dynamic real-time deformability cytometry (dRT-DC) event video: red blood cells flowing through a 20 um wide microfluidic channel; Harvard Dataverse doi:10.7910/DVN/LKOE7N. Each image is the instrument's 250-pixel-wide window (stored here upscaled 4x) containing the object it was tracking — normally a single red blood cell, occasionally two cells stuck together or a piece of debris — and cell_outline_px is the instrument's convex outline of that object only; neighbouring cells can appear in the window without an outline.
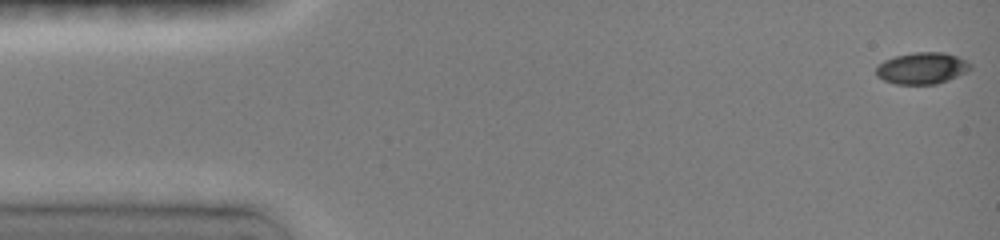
{"species": "common noctule bat (a hibernating species)", "species_latin": "Nyctalus noctula", "temperature_condition": "room temperature", "stored_images_in_passage": 48, "camera_frame_rate_fps": 3000, "um_per_image_px": 0.085, "animal": {"sex": "female", "body_mass_g": 19.0, "forearm_length_mm": 51.5}, "frame": {"image": 1, "passage_image": 1, "time_ms": 0.0, "image_size_px": [1000, 240], "cell_outline_px": [[972, 68], [948, 80], [936, 84], [896, 84], [884, 80], [876, 76], [876, 68], [884, 60], [896, 56], [916, 52], [944, 52], [956, 56], [972, 64]], "centroid_in_image_um": [78.36, 5.8], "position_along_channel_um": 6.6, "area_um2": 17.17}}
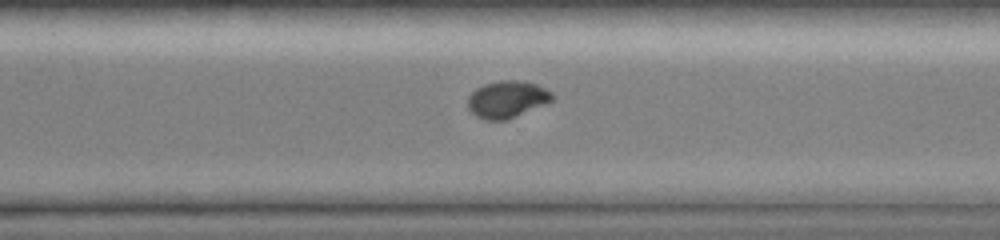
{"frame": {"image": 2, "passage_image": 34, "time_ms": 11.0, "image_size_px": [1000, 240], "cell_outline_px": [[552, 100], [508, 120], [484, 120], [476, 116], [468, 108], [468, 96], [476, 88], [484, 84], [500, 80], [520, 80], [536, 84], [544, 88], [552, 96]], "centroid_in_image_um": [43.04, 8.44], "position_along_channel_um": 327.6, "area_um2": 17.98}}
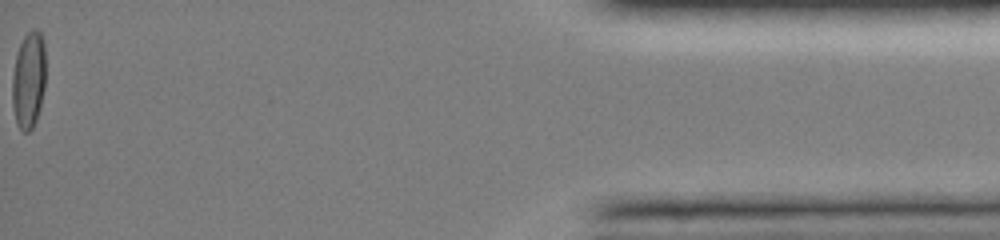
{"frame": {"image": 3, "passage_image": 48, "time_ms": 15.667, "image_size_px": [1000, 240], "cell_outline_px": [[44, 88], [36, 120], [32, 128], [28, 132], [24, 132], [16, 124], [12, 104], [12, 76], [16, 56], [20, 44], [24, 36], [32, 28], [36, 28], [40, 32], [44, 44]], "centroid_in_image_um": [2.41, 6.8], "position_along_channel_um": 432.8, "area_um2": 18.73}, "authors_computed_cell_mechanics": {"area_um2": 18.0914, "velocity_mm_per_s": 4.0502, "shape_relaxation_time_tau1_ms": 9.0201, "shape_relaxation_time_tau2_ms": null, "deformation_change_tau1": 0.2531, "deformation_change_tau2": null}}